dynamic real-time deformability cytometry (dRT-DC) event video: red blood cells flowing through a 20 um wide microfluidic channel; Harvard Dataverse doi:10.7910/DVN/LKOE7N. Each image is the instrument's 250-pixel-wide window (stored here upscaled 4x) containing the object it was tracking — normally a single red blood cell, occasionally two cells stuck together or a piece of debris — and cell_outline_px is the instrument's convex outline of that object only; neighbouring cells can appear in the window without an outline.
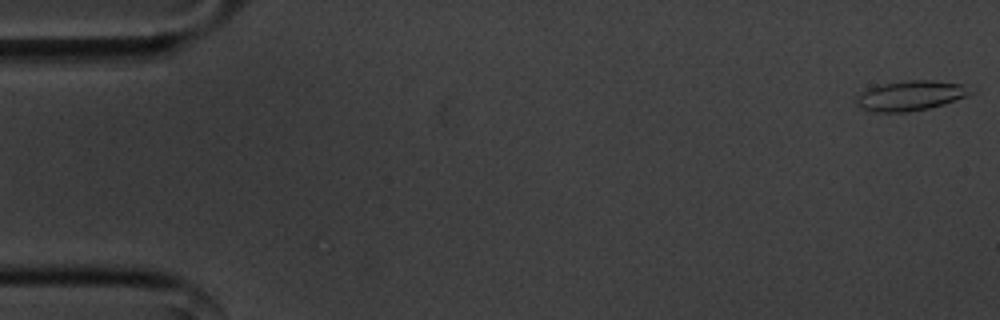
{"species": "common noctule bat (a hibernating species)", "species_latin": "Nyctalus noctula", "temperature_condition": "cold", "stored_images_in_passage": 11, "camera_frame_rate_fps": 3000, "um_per_image_px": 0.085, "animal": {"sex": "male", "body_mass_g": 20.1, "forearm_length_mm": 53.5}, "frame": {"image": 1, "passage_image": 1, "time_ms": 0.0, "image_size_px": [1000, 320], "cell_outline_px": [[972, 92], [964, 96], [944, 104], [928, 108], [908, 112], [872, 112], [860, 108], [856, 104], [856, 96], [860, 92], [876, 84], [908, 80], [932, 80], [964, 84]], "centroid_in_image_um": [77.3, 8.12], "position_along_channel_um": 7.7, "area_um2": 20.0}}